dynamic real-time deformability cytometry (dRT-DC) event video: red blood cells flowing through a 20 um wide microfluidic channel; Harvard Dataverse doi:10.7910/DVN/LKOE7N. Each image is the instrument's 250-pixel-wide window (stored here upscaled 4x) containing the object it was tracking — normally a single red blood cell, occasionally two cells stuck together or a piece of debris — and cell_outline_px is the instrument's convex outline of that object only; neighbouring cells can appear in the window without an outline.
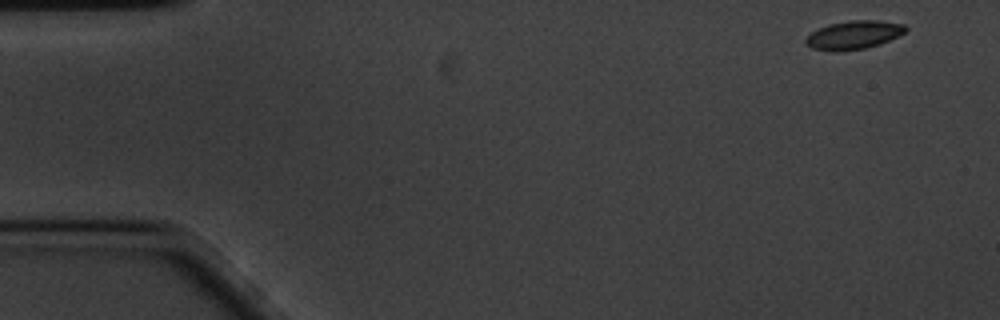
{"species": "common noctule bat (a hibernating species)", "species_latin": "Nyctalus noctula", "temperature_condition": "cold", "stored_images_in_passage": 57, "camera_frame_rate_fps": 3000, "um_per_image_px": 0.085, "animal": {"sex": "male", "body_mass_g": 20.1, "forearm_length_mm": 53.5}, "frame": {"image": 1, "passage_image": 1, "time_ms": 0.0, "image_size_px": [1000, 320], "cell_outline_px": [[908, 28], [904, 32], [880, 44], [864, 48], [836, 52], [832, 52], [812, 48], [804, 44], [804, 40], [812, 32], [828, 24], [848, 20], [876, 20], [904, 24]], "centroid_in_image_um": [72.52, 2.97], "position_along_channel_um": 12.5, "area_um2": 16.53}}
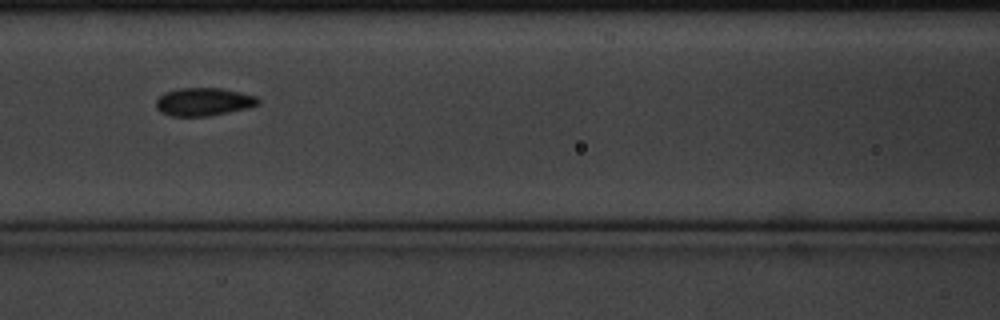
{"frame": {"image": 2, "passage_image": 23, "time_ms": 7.333, "image_size_px": [1000, 320], "cell_outline_px": [[260, 104], [248, 108], [208, 116], [172, 116], [160, 112], [156, 108], [156, 100], [164, 92], [176, 88], [220, 88], [240, 92], [256, 96], [260, 100]], "centroid_in_image_um": [17.3, 8.65], "position_along_channel_um": 149.3, "area_um2": 16.76}}
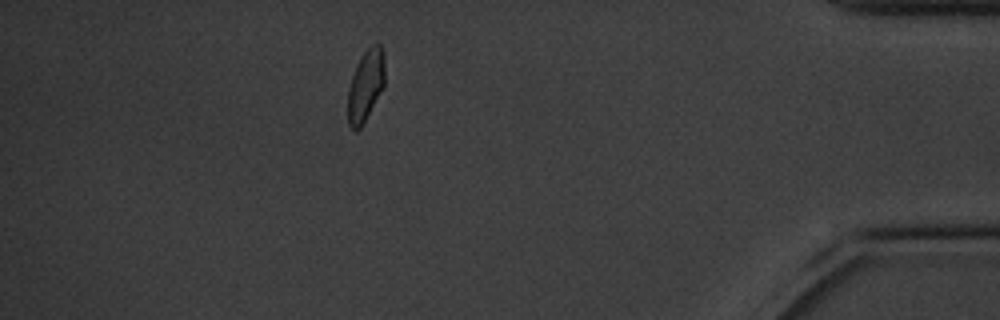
{"frame": {"image": 3, "passage_image": 50, "time_ms": 16.333, "image_size_px": [1000, 320], "cell_outline_px": [[384, 84], [360, 128], [356, 132], [348, 124], [348, 88], [356, 64], [360, 56], [372, 44], [380, 44], [384, 52]], "centroid_in_image_um": [31.06, 7.23], "position_along_channel_um": 404.1, "area_um2": 15.14}, "authors_computed_cell_mechanics": {"area_um2": 16.2418, "velocity_mm_per_s": 3.3526, "shape_relaxation_time_tau1_ms": 2.7274, "shape_relaxation_time_tau2_ms": 1.3742, "deformation_change_tau1": 0.1004, "deformation_change_tau2": 0.0365}}